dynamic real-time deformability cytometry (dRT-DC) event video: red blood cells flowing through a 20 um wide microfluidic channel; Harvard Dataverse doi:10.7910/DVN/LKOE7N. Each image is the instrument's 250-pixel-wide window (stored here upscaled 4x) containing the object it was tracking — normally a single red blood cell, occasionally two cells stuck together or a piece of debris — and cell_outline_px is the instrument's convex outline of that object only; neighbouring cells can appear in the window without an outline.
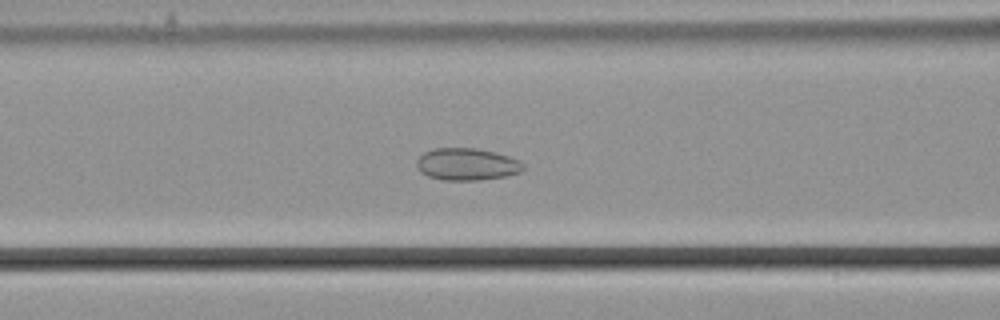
{"species": "common noctule bat (a hibernating species)", "species_latin": "Nyctalus noctula", "temperature_condition": "cold", "stored_images_in_passage": 49, "camera_frame_rate_fps": 3000, "um_per_image_px": 0.085, "animal": {"sex": "male", "body_mass_g": 21.5, "forearm_length_mm": 52.0}, "frame": {"image": 1, "passage_image": 24, "time_ms": 7.667, "image_size_px": [1000, 320], "cell_outline_px": [[524, 168], [520, 172], [508, 176], [480, 180], [444, 180], [428, 176], [420, 172], [416, 168], [416, 160], [424, 152], [436, 148], [476, 148], [508, 156], [520, 160], [524, 164]], "centroid_in_image_um": [39.68, 13.97], "position_along_channel_um": 126.9, "area_um2": 20.06}}
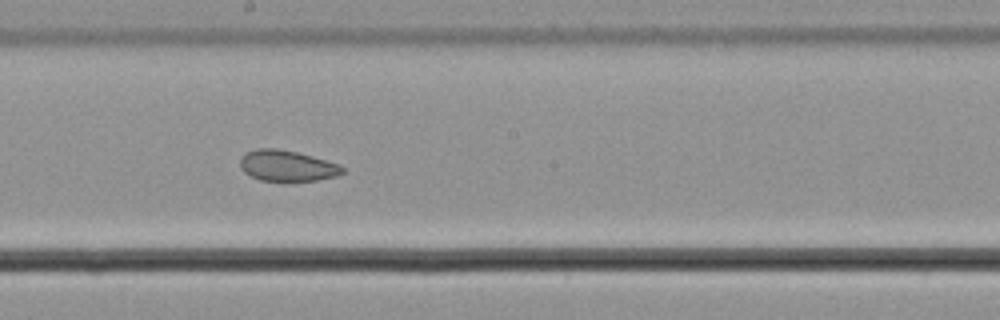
{"frame": {"image": 2, "passage_image": 32, "time_ms": 10.333, "image_size_px": [1000, 320], "cell_outline_px": [[344, 172], [336, 176], [316, 180], [284, 184], [260, 180], [244, 172], [240, 168], [240, 160], [248, 152], [256, 148], [276, 148], [296, 152], [312, 156], [340, 164], [344, 168]], "centroid_in_image_um": [24.41, 14.14], "position_along_channel_um": 223.8, "area_um2": 18.96}}
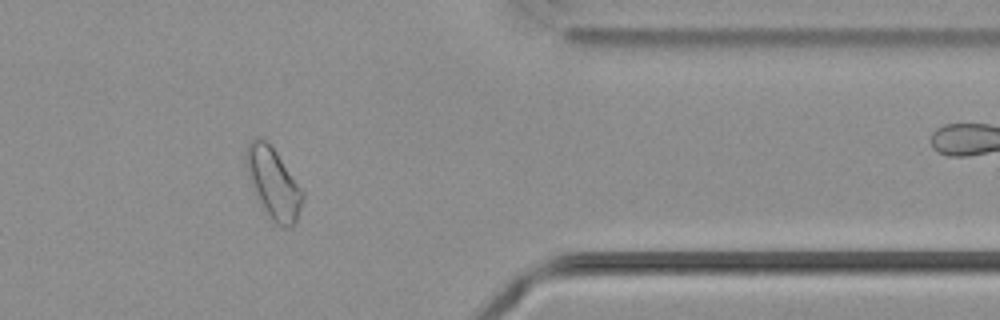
{"frame": {"image": 3, "passage_image": 47, "time_ms": 15.333, "image_size_px": [1000, 320], "cell_outline_px": [[304, 196], [296, 220], [292, 228], [280, 228], [264, 212], [248, 180], [244, 164], [244, 152], [248, 144], [256, 136], [260, 136], [276, 152], [304, 192]], "centroid_in_image_um": [23.18, 15.59], "position_along_channel_um": 388.2, "area_um2": 23.58}, "authors_computed_cell_mechanics": {"area_um2": 20.7502, "velocity_mm_per_s": 3.6436, "shape_relaxation_time_tau1_ms": null, "shape_relaxation_time_tau2_ms": 1.7292, "deformation_change_tau1": null, "deformation_change_tau2": 0.0589}}